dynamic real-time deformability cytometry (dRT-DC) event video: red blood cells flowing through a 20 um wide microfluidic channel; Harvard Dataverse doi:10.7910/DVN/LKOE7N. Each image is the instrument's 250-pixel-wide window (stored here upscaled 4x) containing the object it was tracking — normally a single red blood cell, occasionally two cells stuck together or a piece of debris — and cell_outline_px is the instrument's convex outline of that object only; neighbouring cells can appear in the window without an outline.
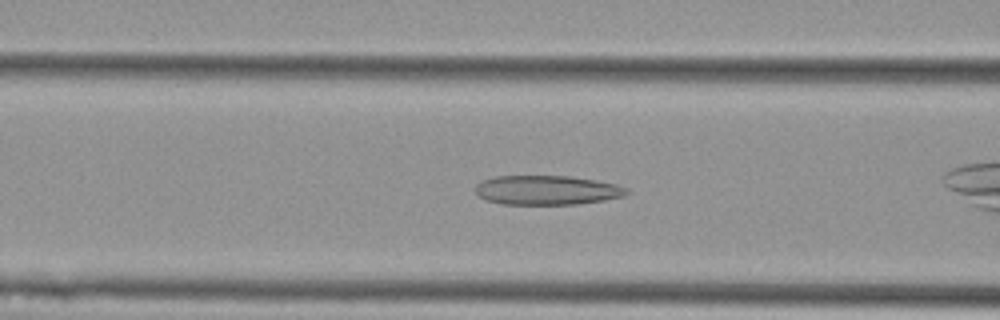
{"species": "Egyptian fruit bat (a non-hibernating species)", "species_latin": "Rousettus aegyptiacus", "temperature_condition": "cold", "stored_images_in_passage": 29, "camera_frame_rate_fps": 3000, "um_per_image_px": 0.085, "animal": {"sex": "female"}, "frame": {"image": 1, "passage_image": 7, "time_ms": 2.0, "image_size_px": [1000, 320], "cell_outline_px": [[632, 192], [624, 196], [604, 200], [576, 204], [500, 204], [484, 200], [476, 192], [476, 184], [484, 180], [496, 176], [568, 176], [596, 180], [616, 184], [628, 188]], "centroid_in_image_um": [46.52, 16.16], "position_along_channel_um": 120.1, "area_um2": 25.95}}
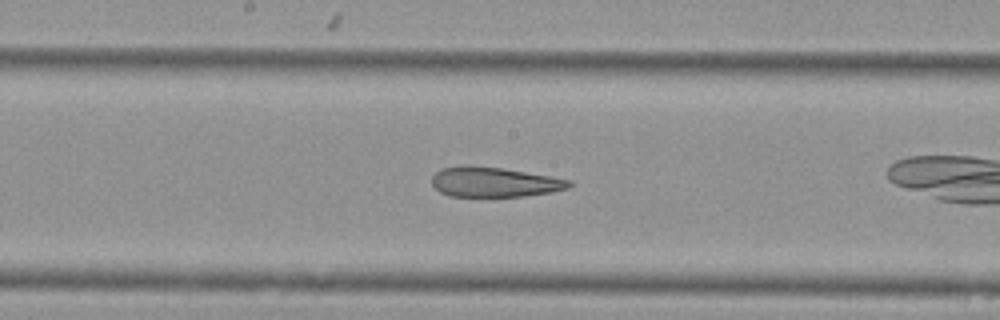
{"frame": {"image": 2, "passage_image": 14, "time_ms": 4.333, "image_size_px": [1000, 320], "cell_outline_px": [[572, 184], [568, 188], [552, 192], [524, 196], [448, 196], [440, 192], [432, 184], [432, 176], [440, 168], [468, 164], [500, 168], [572, 180]], "centroid_in_image_um": [41.97, 15.47], "position_along_channel_um": 206.2, "area_um2": 23.87}}
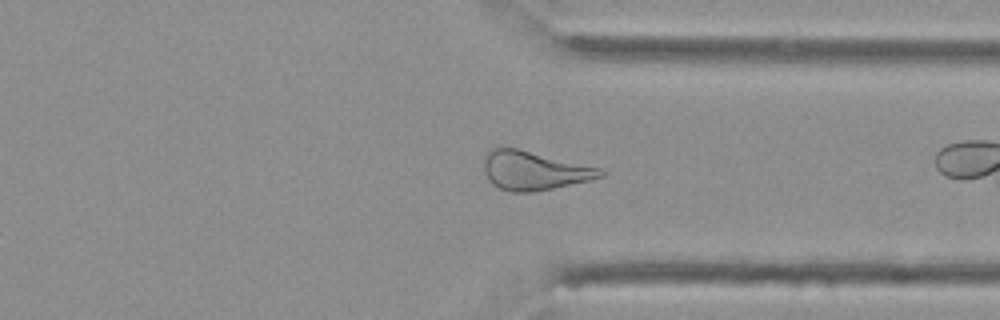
{"frame": {"image": 3, "passage_image": 27, "time_ms": 8.667, "image_size_px": [1000, 320], "cell_outline_px": [[604, 176], [592, 180], [532, 192], [512, 192], [500, 188], [492, 184], [488, 180], [484, 172], [484, 152], [492, 148], [516, 148], [600, 168], [604, 172]], "centroid_in_image_um": [45.36, 14.5], "position_along_channel_um": 366.0, "area_um2": 26.24}}